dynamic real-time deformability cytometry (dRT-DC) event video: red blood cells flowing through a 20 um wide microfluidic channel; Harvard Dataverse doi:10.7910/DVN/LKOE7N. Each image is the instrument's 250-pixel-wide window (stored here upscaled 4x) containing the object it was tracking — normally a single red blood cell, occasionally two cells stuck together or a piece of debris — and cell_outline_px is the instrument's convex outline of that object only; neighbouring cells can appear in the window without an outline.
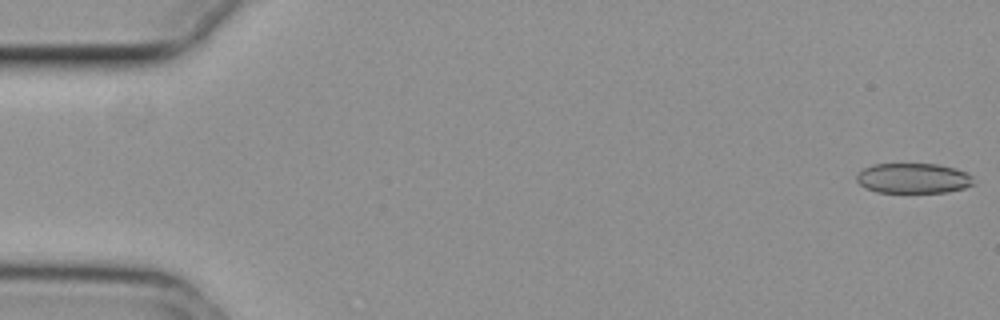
{"species": "common noctule bat (a hibernating species)", "species_latin": "Nyctalus noctula", "temperature_condition": "cold", "stored_images_in_passage": 49, "camera_frame_rate_fps": 3000, "um_per_image_px": 0.085, "animal": {"sex": "female", "body_mass_g": 29.2, "forearm_length_mm": 56.3}, "frame": {"image": 1, "passage_image": 1, "time_ms": 0.0, "image_size_px": [1000, 320], "cell_outline_px": [[972, 184], [964, 188], [944, 192], [876, 192], [864, 188], [856, 180], [856, 176], [864, 168], [872, 164], [936, 164], [956, 168], [972, 176]], "centroid_in_image_um": [77.59, 15.15], "position_along_channel_um": 7.4, "area_um2": 20.4}}
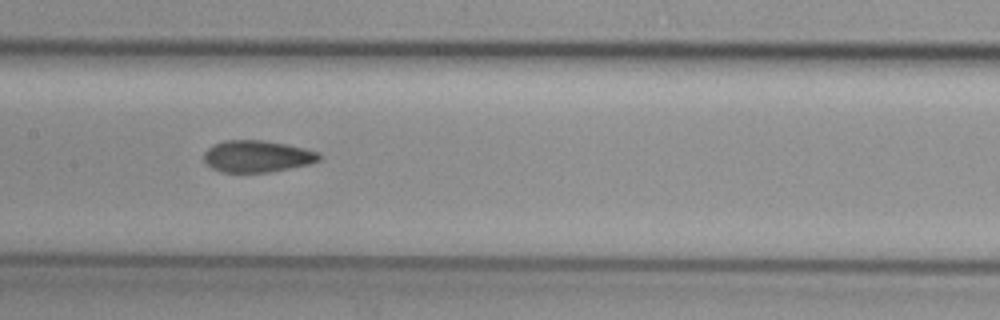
{"frame": {"image": 2, "passage_image": 27, "time_ms": 8.667, "image_size_px": [1000, 320], "cell_outline_px": [[320, 160], [308, 164], [268, 172], [220, 172], [212, 168], [204, 160], [204, 152], [212, 144], [224, 140], [264, 140], [304, 148], [320, 152]], "centroid_in_image_um": [21.83, 13.28], "position_along_channel_um": 185.6, "area_um2": 21.27}}
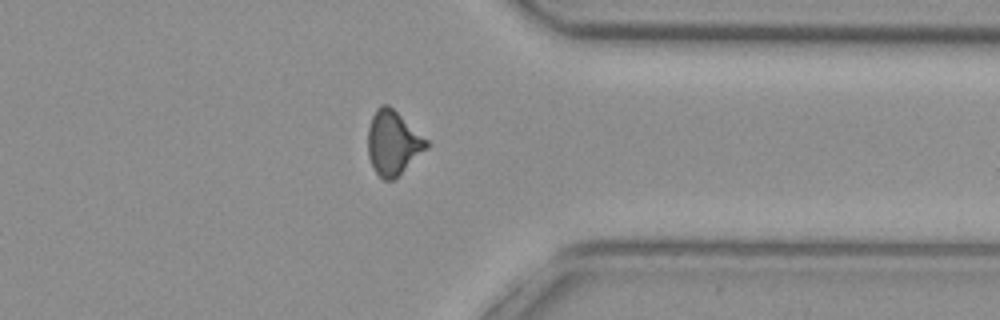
{"frame": {"image": 3, "passage_image": 43, "time_ms": 14.0, "image_size_px": [1000, 320], "cell_outline_px": [[428, 148], [392, 180], [384, 180], [376, 172], [368, 156], [368, 128], [372, 116], [376, 108], [380, 104], [388, 104], [428, 140]], "centroid_in_image_um": [33.39, 12.11], "position_along_channel_um": 378.0, "area_um2": 21.62}, "authors_computed_cell_mechanics": {"area_um2": 21.7328, "velocity_mm_per_s": 3.7471, "shape_relaxation_time_tau1_ms": 10.2739, "shape_relaxation_time_tau2_ms": 2.3485, "deformation_change_tau1": 0.175, "deformation_change_tau2": 0.0914}}